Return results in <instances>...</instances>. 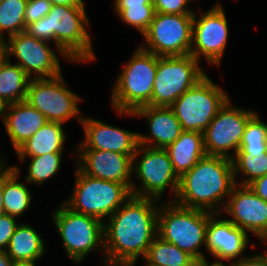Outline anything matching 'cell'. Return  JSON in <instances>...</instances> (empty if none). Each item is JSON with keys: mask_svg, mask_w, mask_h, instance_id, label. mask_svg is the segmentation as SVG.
Listing matches in <instances>:
<instances>
[{"mask_svg": "<svg viewBox=\"0 0 267 266\" xmlns=\"http://www.w3.org/2000/svg\"><path fill=\"white\" fill-rule=\"evenodd\" d=\"M156 201L132 195L103 224L106 263L135 266L140 255L146 256L158 233Z\"/></svg>", "mask_w": 267, "mask_h": 266, "instance_id": "obj_1", "label": "cell"}, {"mask_svg": "<svg viewBox=\"0 0 267 266\" xmlns=\"http://www.w3.org/2000/svg\"><path fill=\"white\" fill-rule=\"evenodd\" d=\"M235 180L232 159L205 155L179 178L173 202L185 208L220 214L217 207L223 204L224 196L230 195Z\"/></svg>", "mask_w": 267, "mask_h": 266, "instance_id": "obj_2", "label": "cell"}, {"mask_svg": "<svg viewBox=\"0 0 267 266\" xmlns=\"http://www.w3.org/2000/svg\"><path fill=\"white\" fill-rule=\"evenodd\" d=\"M89 25L84 6L52 5L48 14L26 25L25 32L39 40H54L56 47L70 61L93 60Z\"/></svg>", "mask_w": 267, "mask_h": 266, "instance_id": "obj_3", "label": "cell"}, {"mask_svg": "<svg viewBox=\"0 0 267 266\" xmlns=\"http://www.w3.org/2000/svg\"><path fill=\"white\" fill-rule=\"evenodd\" d=\"M212 214L205 210L185 208L171 201L158 209L157 235L196 261L205 260L199 247L206 245V227Z\"/></svg>", "mask_w": 267, "mask_h": 266, "instance_id": "obj_4", "label": "cell"}, {"mask_svg": "<svg viewBox=\"0 0 267 266\" xmlns=\"http://www.w3.org/2000/svg\"><path fill=\"white\" fill-rule=\"evenodd\" d=\"M157 71V55L139 47L114 85L112 105L116 111L134 112L149 106Z\"/></svg>", "mask_w": 267, "mask_h": 266, "instance_id": "obj_5", "label": "cell"}, {"mask_svg": "<svg viewBox=\"0 0 267 266\" xmlns=\"http://www.w3.org/2000/svg\"><path fill=\"white\" fill-rule=\"evenodd\" d=\"M131 196L125 184L88 176L77 167L73 194L64 204L74 212L102 220L116 212Z\"/></svg>", "mask_w": 267, "mask_h": 266, "instance_id": "obj_6", "label": "cell"}, {"mask_svg": "<svg viewBox=\"0 0 267 266\" xmlns=\"http://www.w3.org/2000/svg\"><path fill=\"white\" fill-rule=\"evenodd\" d=\"M191 54L158 57L151 106L170 107L185 91L194 87L206 74Z\"/></svg>", "mask_w": 267, "mask_h": 266, "instance_id": "obj_7", "label": "cell"}, {"mask_svg": "<svg viewBox=\"0 0 267 266\" xmlns=\"http://www.w3.org/2000/svg\"><path fill=\"white\" fill-rule=\"evenodd\" d=\"M228 99V96L206 75L170 107L183 131L203 133Z\"/></svg>", "mask_w": 267, "mask_h": 266, "instance_id": "obj_8", "label": "cell"}, {"mask_svg": "<svg viewBox=\"0 0 267 266\" xmlns=\"http://www.w3.org/2000/svg\"><path fill=\"white\" fill-rule=\"evenodd\" d=\"M53 219L65 250L73 261L79 263L86 254L93 249L99 250L100 246L104 249V223L101 220L74 212L64 203L55 210Z\"/></svg>", "mask_w": 267, "mask_h": 266, "instance_id": "obj_9", "label": "cell"}, {"mask_svg": "<svg viewBox=\"0 0 267 266\" xmlns=\"http://www.w3.org/2000/svg\"><path fill=\"white\" fill-rule=\"evenodd\" d=\"M194 14L155 13L143 34L147 47H141L158 57L189 55L192 46Z\"/></svg>", "mask_w": 267, "mask_h": 266, "instance_id": "obj_10", "label": "cell"}, {"mask_svg": "<svg viewBox=\"0 0 267 266\" xmlns=\"http://www.w3.org/2000/svg\"><path fill=\"white\" fill-rule=\"evenodd\" d=\"M141 153H143L141 160L137 162V165L134 164L137 160L136 157ZM132 168L142 184V189H139L132 183V195L153 198L159 201V198L165 192V189L170 186L176 197L179 177L174 172L169 155L165 149L151 148V145L150 147L139 145L133 156Z\"/></svg>", "mask_w": 267, "mask_h": 266, "instance_id": "obj_11", "label": "cell"}, {"mask_svg": "<svg viewBox=\"0 0 267 266\" xmlns=\"http://www.w3.org/2000/svg\"><path fill=\"white\" fill-rule=\"evenodd\" d=\"M80 97L66 88L62 73L51 78H32L25 101L42 113L48 122L65 123L78 115Z\"/></svg>", "mask_w": 267, "mask_h": 266, "instance_id": "obj_12", "label": "cell"}, {"mask_svg": "<svg viewBox=\"0 0 267 266\" xmlns=\"http://www.w3.org/2000/svg\"><path fill=\"white\" fill-rule=\"evenodd\" d=\"M229 101L228 99L220 108L203 132L206 155L232 159L228 151L234 149L235 155L239 150L247 122L255 114L252 111L230 106Z\"/></svg>", "mask_w": 267, "mask_h": 266, "instance_id": "obj_13", "label": "cell"}, {"mask_svg": "<svg viewBox=\"0 0 267 266\" xmlns=\"http://www.w3.org/2000/svg\"><path fill=\"white\" fill-rule=\"evenodd\" d=\"M193 18L190 54L196 60L203 55L210 64L219 65L228 39V22L223 8L219 4L198 20L195 13Z\"/></svg>", "mask_w": 267, "mask_h": 266, "instance_id": "obj_14", "label": "cell"}, {"mask_svg": "<svg viewBox=\"0 0 267 266\" xmlns=\"http://www.w3.org/2000/svg\"><path fill=\"white\" fill-rule=\"evenodd\" d=\"M5 42L8 58L13 54L17 64L32 78H51L61 74L60 61L49 49L48 42L29 36L25 31L8 37ZM32 73L34 77H32Z\"/></svg>", "mask_w": 267, "mask_h": 266, "instance_id": "obj_15", "label": "cell"}, {"mask_svg": "<svg viewBox=\"0 0 267 266\" xmlns=\"http://www.w3.org/2000/svg\"><path fill=\"white\" fill-rule=\"evenodd\" d=\"M240 186V188H239ZM225 212L234 225L244 231H251L259 238L267 237V202L255 194L248 185L233 186Z\"/></svg>", "mask_w": 267, "mask_h": 266, "instance_id": "obj_16", "label": "cell"}, {"mask_svg": "<svg viewBox=\"0 0 267 266\" xmlns=\"http://www.w3.org/2000/svg\"><path fill=\"white\" fill-rule=\"evenodd\" d=\"M85 137L78 150H103L130 155L132 158L139 146V133L119 129L91 118H79Z\"/></svg>", "mask_w": 267, "mask_h": 266, "instance_id": "obj_17", "label": "cell"}, {"mask_svg": "<svg viewBox=\"0 0 267 266\" xmlns=\"http://www.w3.org/2000/svg\"><path fill=\"white\" fill-rule=\"evenodd\" d=\"M78 168L88 176L125 184L130 190L133 158L127 154L103 150H82Z\"/></svg>", "mask_w": 267, "mask_h": 266, "instance_id": "obj_18", "label": "cell"}, {"mask_svg": "<svg viewBox=\"0 0 267 266\" xmlns=\"http://www.w3.org/2000/svg\"><path fill=\"white\" fill-rule=\"evenodd\" d=\"M220 214L213 213L206 227L207 250L217 259L232 261L240 256L248 244L247 231L228 219L217 220Z\"/></svg>", "mask_w": 267, "mask_h": 266, "instance_id": "obj_19", "label": "cell"}, {"mask_svg": "<svg viewBox=\"0 0 267 266\" xmlns=\"http://www.w3.org/2000/svg\"><path fill=\"white\" fill-rule=\"evenodd\" d=\"M119 114L138 115L143 116L148 120V124L152 137H147L139 134V145L149 146V143L153 146L151 148L165 149L168 145L173 143L183 131L179 120L176 118L174 111L171 107L163 106H143L135 110L134 112L117 111ZM156 141V146L153 145V141Z\"/></svg>", "mask_w": 267, "mask_h": 266, "instance_id": "obj_20", "label": "cell"}, {"mask_svg": "<svg viewBox=\"0 0 267 266\" xmlns=\"http://www.w3.org/2000/svg\"><path fill=\"white\" fill-rule=\"evenodd\" d=\"M5 109L11 110L4 115L3 123L15 150L48 123L46 117L25 100L8 104Z\"/></svg>", "mask_w": 267, "mask_h": 266, "instance_id": "obj_21", "label": "cell"}, {"mask_svg": "<svg viewBox=\"0 0 267 266\" xmlns=\"http://www.w3.org/2000/svg\"><path fill=\"white\" fill-rule=\"evenodd\" d=\"M165 150L169 155L174 172L180 178L206 155L203 133L182 131L180 136Z\"/></svg>", "mask_w": 267, "mask_h": 266, "instance_id": "obj_22", "label": "cell"}, {"mask_svg": "<svg viewBox=\"0 0 267 266\" xmlns=\"http://www.w3.org/2000/svg\"><path fill=\"white\" fill-rule=\"evenodd\" d=\"M65 138L62 123L48 122L20 146L16 152L21 162L27 155L36 157L48 153H62Z\"/></svg>", "mask_w": 267, "mask_h": 266, "instance_id": "obj_23", "label": "cell"}, {"mask_svg": "<svg viewBox=\"0 0 267 266\" xmlns=\"http://www.w3.org/2000/svg\"><path fill=\"white\" fill-rule=\"evenodd\" d=\"M7 254L14 263H35L45 251L40 235L29 225H18L11 237Z\"/></svg>", "mask_w": 267, "mask_h": 266, "instance_id": "obj_24", "label": "cell"}, {"mask_svg": "<svg viewBox=\"0 0 267 266\" xmlns=\"http://www.w3.org/2000/svg\"><path fill=\"white\" fill-rule=\"evenodd\" d=\"M30 77L18 64H12L9 58L0 68V100L5 104L24 101Z\"/></svg>", "mask_w": 267, "mask_h": 266, "instance_id": "obj_25", "label": "cell"}, {"mask_svg": "<svg viewBox=\"0 0 267 266\" xmlns=\"http://www.w3.org/2000/svg\"><path fill=\"white\" fill-rule=\"evenodd\" d=\"M19 173L17 166H13L2 180L4 211L13 217L23 214L31 202L29 189L23 183L17 182Z\"/></svg>", "mask_w": 267, "mask_h": 266, "instance_id": "obj_26", "label": "cell"}, {"mask_svg": "<svg viewBox=\"0 0 267 266\" xmlns=\"http://www.w3.org/2000/svg\"><path fill=\"white\" fill-rule=\"evenodd\" d=\"M144 258L157 266H195L196 263L191 255L158 235L150 244Z\"/></svg>", "mask_w": 267, "mask_h": 266, "instance_id": "obj_27", "label": "cell"}, {"mask_svg": "<svg viewBox=\"0 0 267 266\" xmlns=\"http://www.w3.org/2000/svg\"><path fill=\"white\" fill-rule=\"evenodd\" d=\"M114 4L126 24L138 28L142 34L147 31L155 14L153 0H115Z\"/></svg>", "mask_w": 267, "mask_h": 266, "instance_id": "obj_28", "label": "cell"}, {"mask_svg": "<svg viewBox=\"0 0 267 266\" xmlns=\"http://www.w3.org/2000/svg\"><path fill=\"white\" fill-rule=\"evenodd\" d=\"M28 0H2L0 2V42H4L1 32H8L9 37L24 32L25 8Z\"/></svg>", "mask_w": 267, "mask_h": 266, "instance_id": "obj_29", "label": "cell"}, {"mask_svg": "<svg viewBox=\"0 0 267 266\" xmlns=\"http://www.w3.org/2000/svg\"><path fill=\"white\" fill-rule=\"evenodd\" d=\"M232 163L234 178L239 172L247 176L239 185H248L267 174V153H261V151H250V154L236 153L232 156Z\"/></svg>", "mask_w": 267, "mask_h": 266, "instance_id": "obj_30", "label": "cell"}, {"mask_svg": "<svg viewBox=\"0 0 267 266\" xmlns=\"http://www.w3.org/2000/svg\"><path fill=\"white\" fill-rule=\"evenodd\" d=\"M250 151L267 153V124L261 122L257 114L248 120L240 148L236 153L250 154Z\"/></svg>", "mask_w": 267, "mask_h": 266, "instance_id": "obj_31", "label": "cell"}, {"mask_svg": "<svg viewBox=\"0 0 267 266\" xmlns=\"http://www.w3.org/2000/svg\"><path fill=\"white\" fill-rule=\"evenodd\" d=\"M61 156L62 153H48L46 155L31 157L32 160L29 163L26 181L42 184L54 176L60 169Z\"/></svg>", "mask_w": 267, "mask_h": 266, "instance_id": "obj_32", "label": "cell"}, {"mask_svg": "<svg viewBox=\"0 0 267 266\" xmlns=\"http://www.w3.org/2000/svg\"><path fill=\"white\" fill-rule=\"evenodd\" d=\"M48 0H28L25 8V25L37 22L51 10Z\"/></svg>", "mask_w": 267, "mask_h": 266, "instance_id": "obj_33", "label": "cell"}, {"mask_svg": "<svg viewBox=\"0 0 267 266\" xmlns=\"http://www.w3.org/2000/svg\"><path fill=\"white\" fill-rule=\"evenodd\" d=\"M190 0H153L155 13L163 14H194L186 8Z\"/></svg>", "mask_w": 267, "mask_h": 266, "instance_id": "obj_34", "label": "cell"}, {"mask_svg": "<svg viewBox=\"0 0 267 266\" xmlns=\"http://www.w3.org/2000/svg\"><path fill=\"white\" fill-rule=\"evenodd\" d=\"M15 218L8 214L0 216V250H7L9 246L11 237L18 226Z\"/></svg>", "mask_w": 267, "mask_h": 266, "instance_id": "obj_35", "label": "cell"}, {"mask_svg": "<svg viewBox=\"0 0 267 266\" xmlns=\"http://www.w3.org/2000/svg\"><path fill=\"white\" fill-rule=\"evenodd\" d=\"M230 266H267V260L263 254L255 255L253 257H241L234 260Z\"/></svg>", "mask_w": 267, "mask_h": 266, "instance_id": "obj_36", "label": "cell"}, {"mask_svg": "<svg viewBox=\"0 0 267 266\" xmlns=\"http://www.w3.org/2000/svg\"><path fill=\"white\" fill-rule=\"evenodd\" d=\"M250 189L267 202V174L248 184Z\"/></svg>", "mask_w": 267, "mask_h": 266, "instance_id": "obj_37", "label": "cell"}, {"mask_svg": "<svg viewBox=\"0 0 267 266\" xmlns=\"http://www.w3.org/2000/svg\"><path fill=\"white\" fill-rule=\"evenodd\" d=\"M52 5L84 6L83 0H48Z\"/></svg>", "mask_w": 267, "mask_h": 266, "instance_id": "obj_38", "label": "cell"}, {"mask_svg": "<svg viewBox=\"0 0 267 266\" xmlns=\"http://www.w3.org/2000/svg\"><path fill=\"white\" fill-rule=\"evenodd\" d=\"M15 263L8 256L6 250H0V266H14Z\"/></svg>", "mask_w": 267, "mask_h": 266, "instance_id": "obj_39", "label": "cell"}, {"mask_svg": "<svg viewBox=\"0 0 267 266\" xmlns=\"http://www.w3.org/2000/svg\"><path fill=\"white\" fill-rule=\"evenodd\" d=\"M0 159V185L2 180L8 175V173L13 169V167H5V162Z\"/></svg>", "mask_w": 267, "mask_h": 266, "instance_id": "obj_40", "label": "cell"}, {"mask_svg": "<svg viewBox=\"0 0 267 266\" xmlns=\"http://www.w3.org/2000/svg\"><path fill=\"white\" fill-rule=\"evenodd\" d=\"M8 58L7 49L4 42H0V68Z\"/></svg>", "mask_w": 267, "mask_h": 266, "instance_id": "obj_41", "label": "cell"}, {"mask_svg": "<svg viewBox=\"0 0 267 266\" xmlns=\"http://www.w3.org/2000/svg\"><path fill=\"white\" fill-rule=\"evenodd\" d=\"M195 266H226L224 265L221 261H214V263L212 262V264H209V262H207V260H200V261H196Z\"/></svg>", "mask_w": 267, "mask_h": 266, "instance_id": "obj_42", "label": "cell"}, {"mask_svg": "<svg viewBox=\"0 0 267 266\" xmlns=\"http://www.w3.org/2000/svg\"><path fill=\"white\" fill-rule=\"evenodd\" d=\"M3 201L4 200H3V191H2V182H1V185H0V216L5 214Z\"/></svg>", "mask_w": 267, "mask_h": 266, "instance_id": "obj_43", "label": "cell"}, {"mask_svg": "<svg viewBox=\"0 0 267 266\" xmlns=\"http://www.w3.org/2000/svg\"><path fill=\"white\" fill-rule=\"evenodd\" d=\"M5 107H6V105L0 100V116H2V118H3V120H4V113H7V112H5Z\"/></svg>", "mask_w": 267, "mask_h": 266, "instance_id": "obj_44", "label": "cell"}, {"mask_svg": "<svg viewBox=\"0 0 267 266\" xmlns=\"http://www.w3.org/2000/svg\"><path fill=\"white\" fill-rule=\"evenodd\" d=\"M14 266H36L35 263H15Z\"/></svg>", "mask_w": 267, "mask_h": 266, "instance_id": "obj_45", "label": "cell"}, {"mask_svg": "<svg viewBox=\"0 0 267 266\" xmlns=\"http://www.w3.org/2000/svg\"><path fill=\"white\" fill-rule=\"evenodd\" d=\"M105 266H126V265H120V264H111V263H106Z\"/></svg>", "mask_w": 267, "mask_h": 266, "instance_id": "obj_46", "label": "cell"}, {"mask_svg": "<svg viewBox=\"0 0 267 266\" xmlns=\"http://www.w3.org/2000/svg\"><path fill=\"white\" fill-rule=\"evenodd\" d=\"M261 240H262V241H266V240H267V237H262ZM263 256H264L265 259L267 260V253H265V255L263 254Z\"/></svg>", "mask_w": 267, "mask_h": 266, "instance_id": "obj_47", "label": "cell"}, {"mask_svg": "<svg viewBox=\"0 0 267 266\" xmlns=\"http://www.w3.org/2000/svg\"><path fill=\"white\" fill-rule=\"evenodd\" d=\"M145 266H157L147 261V264Z\"/></svg>", "mask_w": 267, "mask_h": 266, "instance_id": "obj_48", "label": "cell"}]
</instances>
